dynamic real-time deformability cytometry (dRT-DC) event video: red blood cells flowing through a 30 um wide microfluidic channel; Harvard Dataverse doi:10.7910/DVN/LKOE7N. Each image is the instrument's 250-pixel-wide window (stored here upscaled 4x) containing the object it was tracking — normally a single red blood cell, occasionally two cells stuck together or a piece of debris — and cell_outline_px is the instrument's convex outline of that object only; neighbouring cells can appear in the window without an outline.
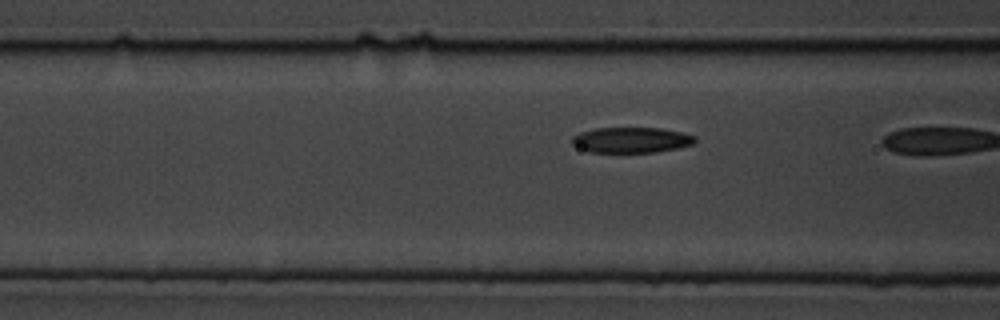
{"species": "common noctule bat (a hibernating species)", "species_latin": "Nyctalus noctula", "temperature_condition": "cold", "stored_images_in_passage": 15, "camera_frame_rate_fps": 3000, "um_per_image_px": 0.085, "animal": {"sex": "male", "body_mass_g": 19.5, "forearm_length_mm": 54.6}, "frame": {"image": 1, "passage_image": 14, "time_ms": 4.333, "image_size_px": [1000, 320], "cell_outline_px": [[696, 140], [692, 144], [676, 148], [656, 152], [588, 152], [572, 144], [572, 136], [580, 132], [596, 128], [660, 128], [680, 132], [696, 136]], "centroid_in_image_um": [53.64, 11.9], "position_along_channel_um": 113.0, "area_um2": 18.21}}